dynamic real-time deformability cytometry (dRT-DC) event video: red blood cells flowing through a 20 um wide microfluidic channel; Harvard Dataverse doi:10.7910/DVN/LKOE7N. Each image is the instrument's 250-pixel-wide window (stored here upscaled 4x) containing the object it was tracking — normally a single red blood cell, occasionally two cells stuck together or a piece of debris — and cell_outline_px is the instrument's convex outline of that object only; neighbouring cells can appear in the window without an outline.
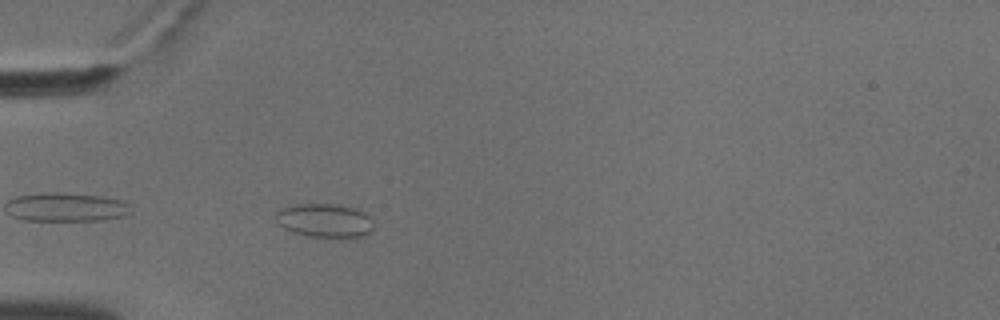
{"species": "common noctule bat (a hibernating species)", "species_latin": "Nyctalus noctula", "temperature_condition": "cold", "stored_images_in_passage": 7, "camera_frame_rate_fps": 3000, "um_per_image_px": 0.085, "animal": {"sex": "male", "body_mass_g": 18.8}, "frame": {"image": 1, "passage_image": 3, "time_ms": 0.667, "image_size_px": [1000, 320], "cell_outline_px": [[372, 232], [368, 236], [344, 240], [332, 240], [308, 236], [292, 232], [284, 228], [280, 224], [276, 216], [276, 212], [280, 208], [292, 204], [336, 204], [356, 208], [364, 212], [368, 216], [372, 228]], "centroid_in_image_um": [27.64, 18.8], "position_along_channel_um": 57.4, "area_um2": 20.06}}